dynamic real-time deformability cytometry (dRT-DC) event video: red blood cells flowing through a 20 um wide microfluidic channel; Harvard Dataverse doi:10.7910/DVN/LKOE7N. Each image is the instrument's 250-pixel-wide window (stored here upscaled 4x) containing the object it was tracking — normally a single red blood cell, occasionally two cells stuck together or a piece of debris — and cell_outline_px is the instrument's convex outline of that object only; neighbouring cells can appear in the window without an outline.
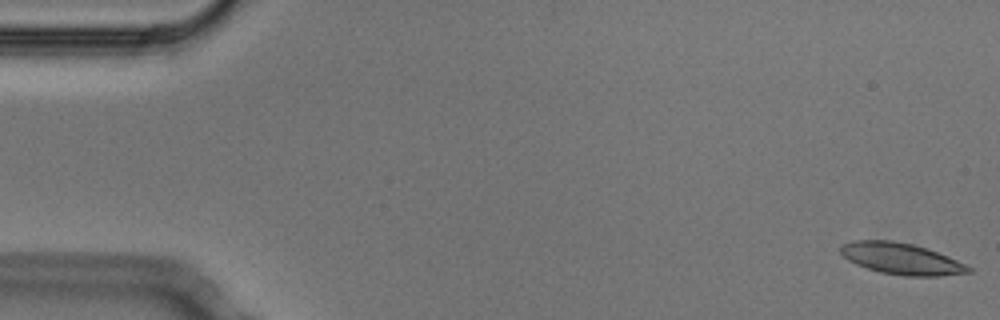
{"species": "Egyptian fruit bat (a non-hibernating species)", "species_latin": "Rousettus aegyptiacus", "temperature_condition": "cold", "stored_images_in_passage": 5, "camera_frame_rate_fps": 3000, "um_per_image_px": 0.085, "animal": {"sex": "male"}, "frame": {"image": 1, "passage_image": 1, "time_ms": 0.0, "image_size_px": [1000, 320], "cell_outline_px": [[972, 272], [940, 276], [904, 276], [880, 272], [856, 264], [848, 260], [840, 252], [840, 248], [844, 244], [852, 240], [892, 240], [912, 244], [928, 248], [948, 256], [972, 268]], "centroid_in_image_um": [76.62, 21.99], "position_along_channel_um": 8.4, "area_um2": 23.35}}
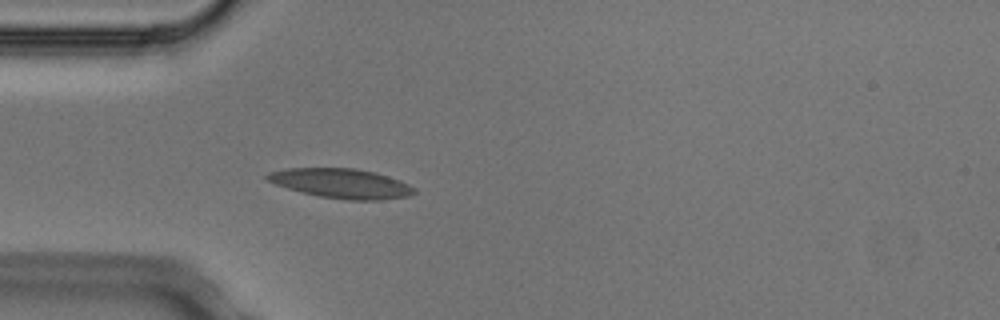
{"frame": {"image": 2, "passage_image": 5, "time_ms": 1.333, "image_size_px": [1000, 320], "cell_outline_px": [[416, 192], [408, 196], [384, 200], [348, 200], [320, 196], [288, 188], [276, 184], [268, 180], [264, 176], [268, 172], [284, 168], [356, 168], [376, 172], [400, 180], [416, 188]], "centroid_in_image_um": [29.04, 15.58], "position_along_channel_um": 56.0, "area_um2": 25.37}}